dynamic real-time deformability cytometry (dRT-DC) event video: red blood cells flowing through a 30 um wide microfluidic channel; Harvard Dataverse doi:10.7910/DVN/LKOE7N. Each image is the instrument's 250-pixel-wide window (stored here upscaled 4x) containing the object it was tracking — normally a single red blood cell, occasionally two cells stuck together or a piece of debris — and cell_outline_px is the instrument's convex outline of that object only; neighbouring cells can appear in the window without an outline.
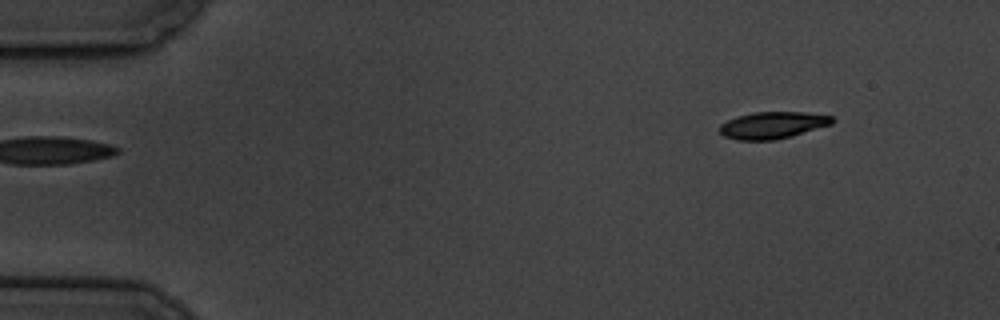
{"species": "common noctule bat (a hibernating species)", "species_latin": "Nyctalus noctula", "temperature_condition": "cold", "stored_images_in_passage": 4, "camera_frame_rate_fps": 3000, "um_per_image_px": 0.085, "animal": {"sex": "male", "body_mass_g": 19.5, "forearm_length_mm": 54.6}, "frame": {"image": 1, "passage_image": 1, "time_ms": 0.0, "image_size_px": [1000, 320], "cell_outline_px": [[836, 120], [832, 124], [792, 136], [776, 140], [736, 140], [724, 136], [720, 132], [720, 124], [736, 116], [752, 112], [804, 112], [832, 116]], "centroid_in_image_um": [65.68, 10.64], "position_along_channel_um": 19.3, "area_um2": 17.74}}
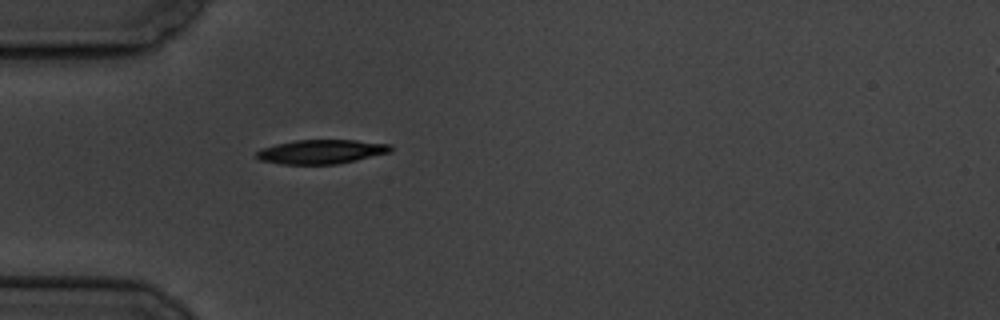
{"frame": {"image": 2, "passage_image": 4, "time_ms": 3.667, "image_size_px": [1000, 320], "cell_outline_px": [[392, 152], [356, 160], [336, 164], [280, 164], [260, 160], [256, 156], [256, 152], [264, 148], [276, 144], [296, 140], [356, 140], [392, 144]], "centroid_in_image_um": [27.35, 12.89], "position_along_channel_um": 57.6, "area_um2": 18.84}}